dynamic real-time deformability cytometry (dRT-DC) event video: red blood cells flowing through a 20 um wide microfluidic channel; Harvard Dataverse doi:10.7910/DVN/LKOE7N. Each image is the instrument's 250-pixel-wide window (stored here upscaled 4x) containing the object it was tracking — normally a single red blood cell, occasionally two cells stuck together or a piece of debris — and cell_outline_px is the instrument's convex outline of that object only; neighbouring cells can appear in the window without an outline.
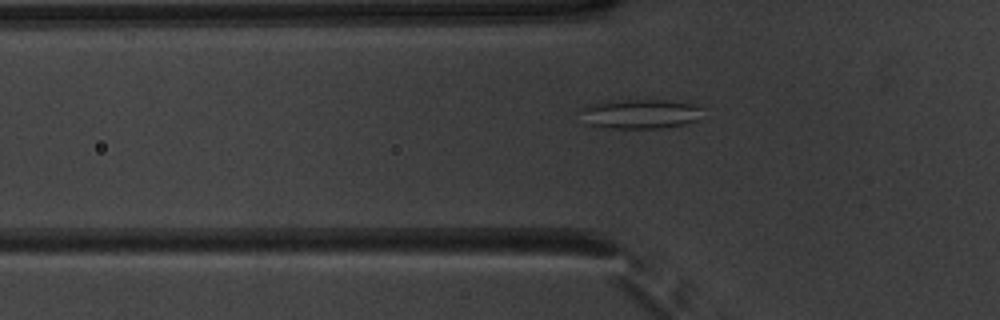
{"species": "common noctule bat (a hibernating species)", "species_latin": "Nyctalus noctula", "temperature_condition": "warm", "stored_images_in_passage": 43, "camera_frame_rate_fps": 3000, "um_per_image_px": 0.085, "animal": {"sex": "male", "body_mass_g": 20.1, "forearm_length_mm": 53.5}, "frame": {"image": 1, "passage_image": 9, "time_ms": 2.667, "image_size_px": [1000, 320], "cell_outline_px": [[704, 108], [700, 120], [684, 124], [660, 128], [608, 128], [588, 124], [580, 108], [588, 104], [612, 100], [664, 100], [692, 104]], "centroid_in_image_um": [54.46, 9.67], "position_along_channel_um": 71.3, "area_um2": 21.04}}
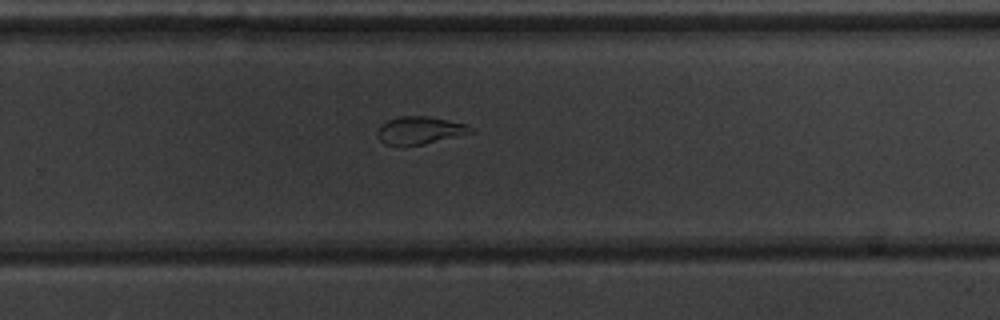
{"frame": {"image": 2, "passage_image": 26, "time_ms": 8.333, "image_size_px": [1000, 320], "cell_outline_px": [[476, 132], [424, 144], [384, 144], [376, 136], [376, 132], [380, 124], [388, 120], [400, 116], [428, 116], [468, 124]], "centroid_in_image_um": [35.7, 11.06], "position_along_channel_um": 294.1, "area_um2": 15.03}}
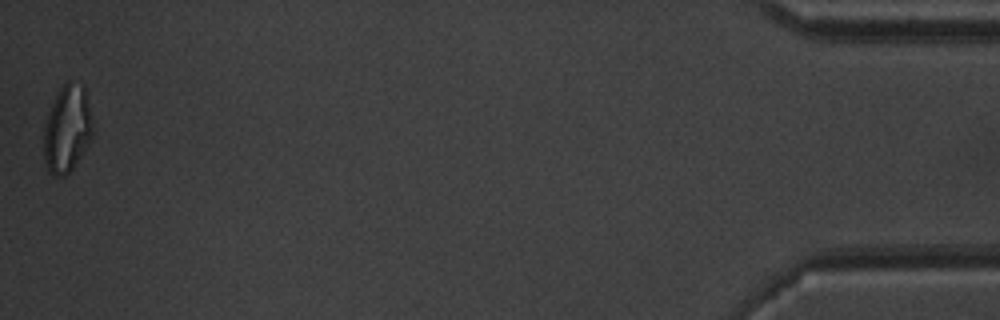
{"frame": {"image": 3, "passage_image": 43, "time_ms": 14.0, "image_size_px": [1000, 320], "cell_outline_px": [[92, 136], [80, 156], [72, 168], [64, 176], [52, 176], [48, 172], [44, 160], [44, 128], [52, 104], [60, 88], [68, 80], [72, 80], [84, 84], [92, 128]], "centroid_in_image_um": [5.69, 10.95], "position_along_channel_um": 429.5, "area_um2": 24.39}, "authors_computed_cell_mechanics": {"area_um2": 18.3804, "velocity_mm_per_s": 3.9291, "shape_relaxation_time_tau1_ms": null, "shape_relaxation_time_tau2_ms": 1.8621, "deformation_change_tau1": null, "deformation_change_tau2": 0.0936}}